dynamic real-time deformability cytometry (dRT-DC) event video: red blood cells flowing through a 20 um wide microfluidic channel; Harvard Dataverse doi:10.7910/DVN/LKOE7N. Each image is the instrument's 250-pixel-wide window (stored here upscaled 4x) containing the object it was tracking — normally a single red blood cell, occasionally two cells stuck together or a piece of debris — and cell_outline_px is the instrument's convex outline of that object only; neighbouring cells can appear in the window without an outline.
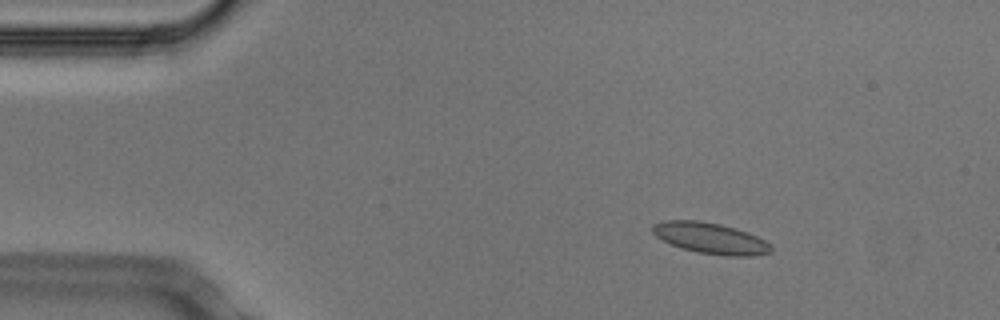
{"species": "Egyptian fruit bat (a non-hibernating species)", "species_latin": "Rousettus aegyptiacus", "temperature_condition": "cold", "stored_images_in_passage": 52, "camera_frame_rate_fps": 3000, "um_per_image_px": 0.085, "animal": {"sex": "male"}, "frame": {"image": 1, "passage_image": 7, "time_ms": 2.0, "image_size_px": [1000, 320], "cell_outline_px": [[772, 252], [752, 256], [724, 256], [696, 252], [672, 244], [656, 236], [652, 232], [652, 224], [664, 220], [700, 220], [720, 224], [736, 228], [748, 232], [764, 240], [772, 248]], "centroid_in_image_um": [60.39, 20.24], "position_along_channel_um": 24.6, "area_um2": 21.39}}
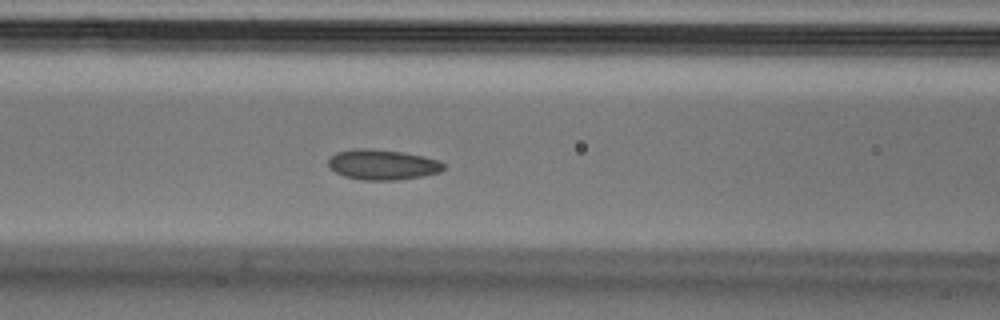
{"frame": {"image": 2, "passage_image": 21, "time_ms": 6.667, "image_size_px": [1000, 320], "cell_outline_px": [[444, 168], [440, 172], [420, 176], [396, 180], [360, 180], [344, 176], [328, 168], [328, 160], [336, 152], [356, 148], [368, 148], [400, 152], [420, 156], [436, 160], [444, 164]], "centroid_in_image_um": [32.44, 14.0], "position_along_channel_um": 134.2, "area_um2": 20.11}}
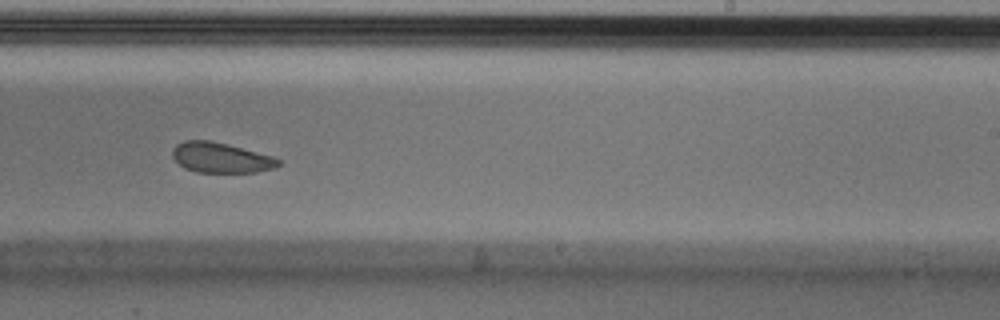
{"frame": {"image": 3, "passage_image": 32, "time_ms": 10.333, "image_size_px": [1000, 320], "cell_outline_px": [[280, 164], [276, 168], [256, 172], [196, 172], [184, 168], [172, 156], [172, 148], [176, 144], [184, 140], [208, 140], [228, 144], [272, 156], [280, 160]], "centroid_in_image_um": [18.76, 13.4], "position_along_channel_um": 270.2, "area_um2": 18.67}, "authors_computed_cell_mechanics": {"area_um2": 20.3456, "velocity_mm_per_s": 3.7185, "shape_relaxation_time_tau1_ms": 6.1585, "shape_relaxation_time_tau2_ms": 4.672, "deformation_change_tau1": 0.0854, "deformation_change_tau2": 0.0756}}